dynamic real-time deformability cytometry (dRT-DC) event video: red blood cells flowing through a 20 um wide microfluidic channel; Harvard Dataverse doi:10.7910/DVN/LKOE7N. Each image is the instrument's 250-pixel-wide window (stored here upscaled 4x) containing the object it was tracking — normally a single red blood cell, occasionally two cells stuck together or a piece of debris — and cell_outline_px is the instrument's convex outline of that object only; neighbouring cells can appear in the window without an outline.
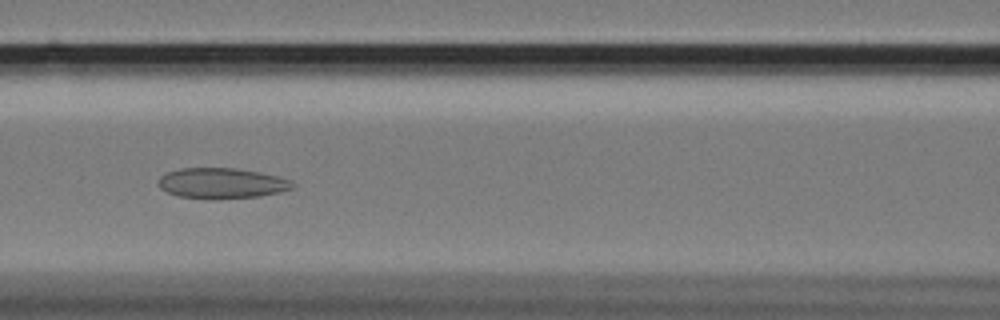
{"species": "Egyptian fruit bat (a non-hibernating species)", "species_latin": "Rousettus aegyptiacus", "temperature_condition": "cold", "stored_images_in_passage": 48, "camera_frame_rate_fps": 3000, "um_per_image_px": 0.085, "animal": {"sex": "female"}, "frame": {"image": 1, "passage_image": 15, "time_ms": 4.667, "image_size_px": [1000, 320], "cell_outline_px": [[296, 184], [292, 188], [280, 192], [260, 196], [180, 196], [168, 192], [160, 188], [156, 184], [160, 176], [168, 172], [180, 168], [236, 168], [260, 172], [280, 176], [292, 180]], "centroid_in_image_um": [18.89, 15.52], "position_along_channel_um": 147.7, "area_um2": 23.06}}
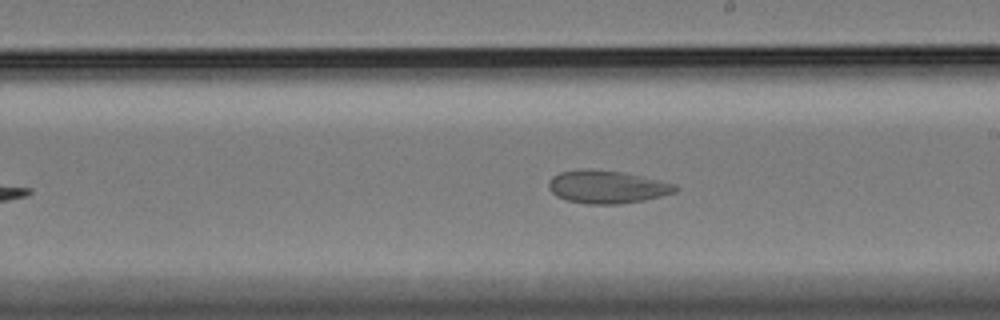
{"frame": {"image": 2, "passage_image": 23, "time_ms": 7.333, "image_size_px": [1000, 320], "cell_outline_px": [[680, 188], [676, 192], [644, 200], [620, 204], [584, 204], [568, 200], [556, 196], [548, 188], [548, 184], [552, 176], [560, 172], [580, 168], [588, 168], [624, 172], [676, 184]], "centroid_in_image_um": [51.59, 15.87], "position_along_channel_um": 237.4, "area_um2": 24.51}}
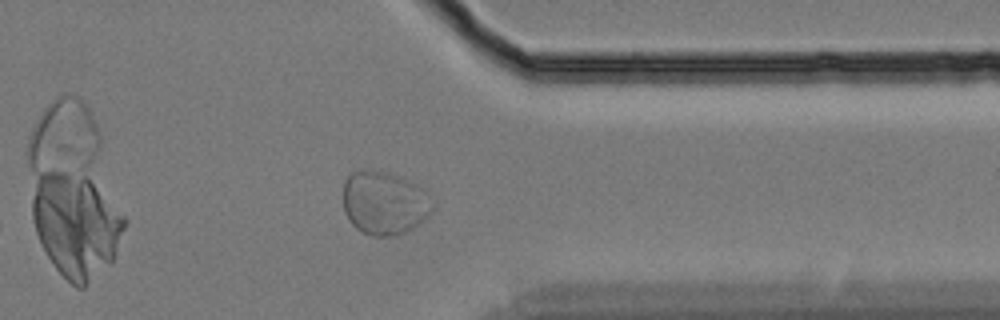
{"frame": {"image": 3, "passage_image": 36, "time_ms": 11.667, "image_size_px": [1000, 320], "cell_outline_px": [[432, 212], [424, 220], [412, 228], [404, 232], [392, 236], [372, 236], [356, 228], [348, 220], [344, 212], [344, 180], [352, 172], [388, 172], [400, 176], [424, 188], [432, 208]], "centroid_in_image_um": [32.66, 17.27], "position_along_channel_um": 378.7, "area_um2": 32.6}}